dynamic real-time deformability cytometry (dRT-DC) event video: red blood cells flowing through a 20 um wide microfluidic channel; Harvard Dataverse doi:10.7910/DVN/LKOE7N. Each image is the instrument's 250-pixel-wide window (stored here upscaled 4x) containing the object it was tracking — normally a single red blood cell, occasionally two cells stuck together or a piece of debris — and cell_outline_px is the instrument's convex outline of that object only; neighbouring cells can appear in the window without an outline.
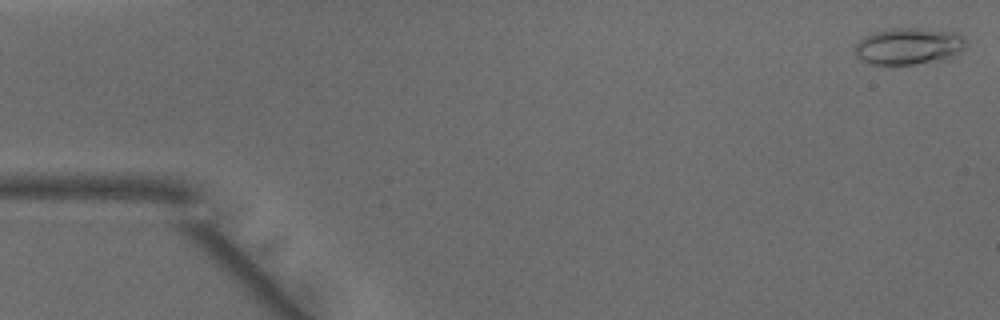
{"species": "common noctule bat (a hibernating species)", "species_latin": "Nyctalus noctula", "temperature_condition": "warm", "stored_images_in_passage": 48, "camera_frame_rate_fps": 3000, "um_per_image_px": 0.085, "animal": {"sex": "male", "body_mass_g": 15.6}, "frame": {"image": 1, "passage_image": 1, "time_ms": 0.0, "image_size_px": [1000, 320], "cell_outline_px": [[968, 44], [960, 52], [944, 60], [916, 64], [868, 64], [860, 60], [856, 56], [856, 44], [864, 36], [872, 32], [896, 28], [920, 28], [960, 32], [968, 40]], "centroid_in_image_um": [77.3, 3.92], "position_along_channel_um": 7.7, "area_um2": 24.16}}
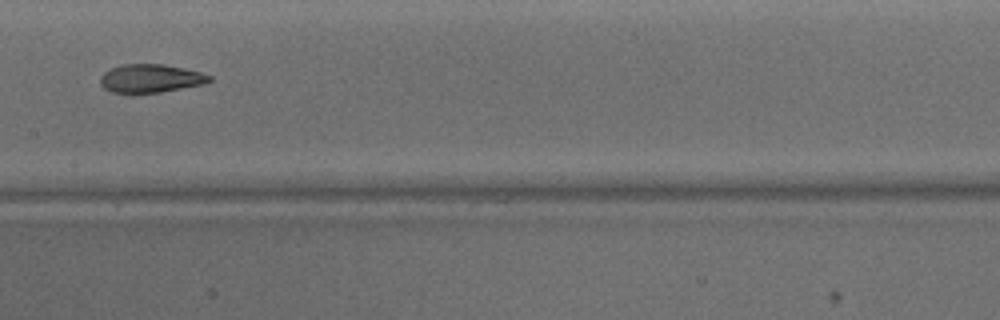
{"frame": {"image": 2, "passage_image": 24, "time_ms": 7.667, "image_size_px": [1000, 320], "cell_outline_px": [[212, 80], [204, 84], [160, 92], [132, 96], [112, 92], [104, 88], [100, 84], [100, 76], [104, 72], [112, 68], [124, 64], [164, 64], [184, 68], [200, 72], [212, 76]], "centroid_in_image_um": [12.76, 6.7], "position_along_channel_um": 194.6, "area_um2": 18.55}}
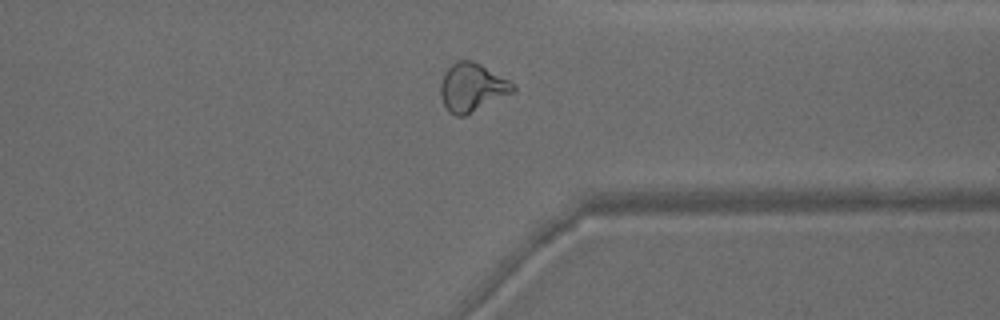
{"frame": {"image": 3, "passage_image": 37, "time_ms": 12.0, "image_size_px": [1000, 320], "cell_outline_px": [[516, 88], [512, 92], [464, 116], [456, 116], [448, 112], [440, 96], [440, 84], [444, 72], [456, 60], [472, 60], [480, 64], [516, 84]], "centroid_in_image_um": [40.09, 7.42], "position_along_channel_um": 371.3, "area_um2": 20.23}, "authors_computed_cell_mechanics": {"area_um2": 19.941, "velocity_mm_per_s": 4.1514, "shape_relaxation_time_tau1_ms": null, "shape_relaxation_time_tau2_ms": 2.2611, "deformation_change_tau1": null, "deformation_change_tau2": 0.0815}}